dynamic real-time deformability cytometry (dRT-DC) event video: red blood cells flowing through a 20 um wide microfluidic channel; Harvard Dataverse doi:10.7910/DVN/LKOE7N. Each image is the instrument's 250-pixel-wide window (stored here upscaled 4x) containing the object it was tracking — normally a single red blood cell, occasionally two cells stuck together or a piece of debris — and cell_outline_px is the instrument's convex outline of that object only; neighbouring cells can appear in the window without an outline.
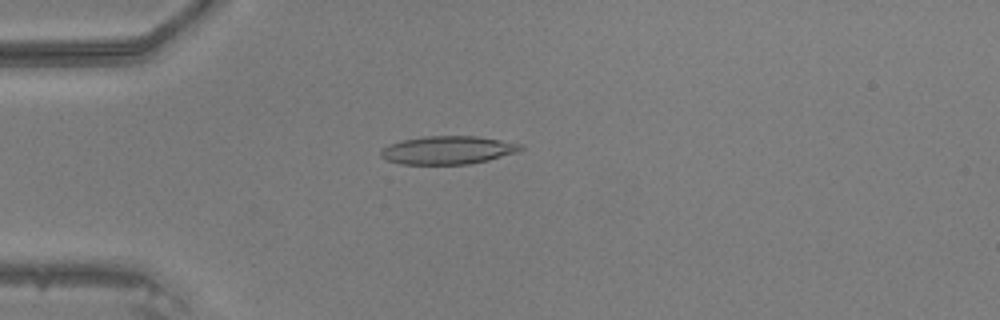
{"species": "common noctule bat (a hibernating species)", "species_latin": "Nyctalus noctula", "temperature_condition": "warm", "stored_images_in_passage": 40, "camera_frame_rate_fps": 3000, "um_per_image_px": 0.085, "animal": {"sex": "male", "body_mass_g": 20.5, "forearm_length_mm": 52.5}, "frame": {"image": 1, "passage_image": 6, "time_ms": 1.667, "image_size_px": [1000, 320], "cell_outline_px": [[524, 148], [516, 152], [488, 160], [468, 164], [400, 164], [388, 160], [380, 156], [380, 152], [388, 144], [404, 140], [424, 136], [476, 136], [524, 144]], "centroid_in_image_um": [38.07, 12.76], "position_along_channel_um": 46.9, "area_um2": 22.83}}
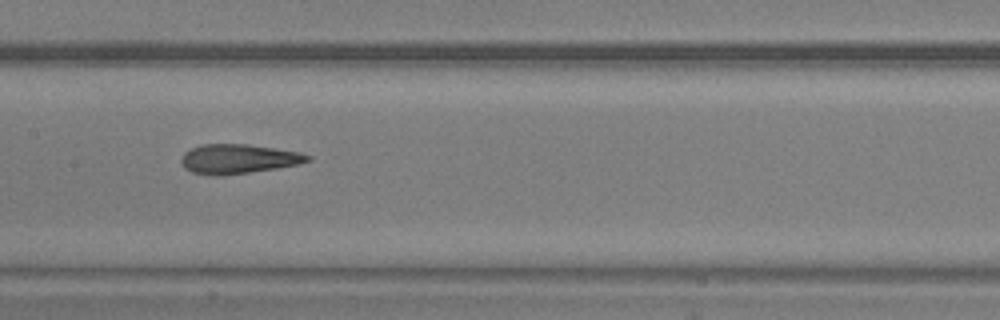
{"frame": {"image": 2, "passage_image": 17, "time_ms": 5.333, "image_size_px": [1000, 320], "cell_outline_px": [[312, 160], [296, 164], [276, 168], [220, 176], [216, 176], [192, 172], [184, 168], [180, 160], [184, 152], [200, 144], [248, 144], [300, 152], [312, 156]], "centroid_in_image_um": [20.23, 13.5], "position_along_channel_um": 187.2, "area_um2": 21.62}}
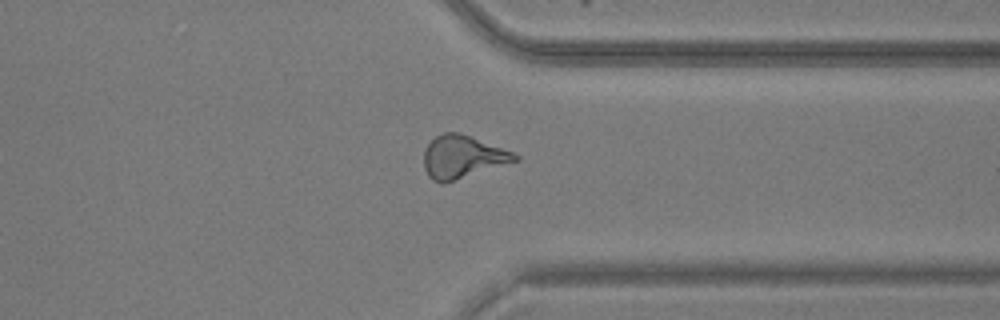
{"frame": {"image": 3, "passage_image": 30, "time_ms": 9.667, "image_size_px": [1000, 320], "cell_outline_px": [[520, 160], [444, 184], [440, 184], [432, 180], [428, 176], [424, 168], [424, 148], [436, 136], [444, 132], [456, 132], [468, 136], [512, 152], [520, 156]], "centroid_in_image_um": [39.28, 13.37], "position_along_channel_um": 372.1, "area_um2": 22.6}}